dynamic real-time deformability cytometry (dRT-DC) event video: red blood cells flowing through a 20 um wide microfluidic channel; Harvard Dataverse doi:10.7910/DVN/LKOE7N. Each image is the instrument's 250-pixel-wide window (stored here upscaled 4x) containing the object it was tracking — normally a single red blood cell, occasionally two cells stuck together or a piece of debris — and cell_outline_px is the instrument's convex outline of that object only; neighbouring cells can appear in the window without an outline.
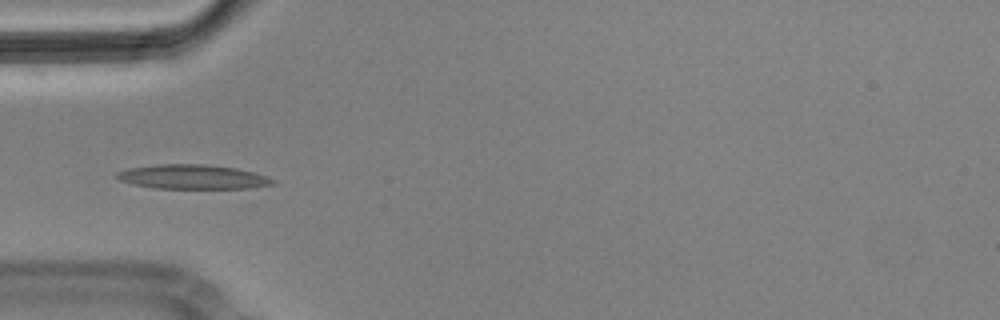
{"species": "Egyptian fruit bat (a non-hibernating species)", "species_latin": "Rousettus aegyptiacus", "temperature_condition": "cold", "stored_images_in_passage": 7, "camera_frame_rate_fps": 3000, "um_per_image_px": 0.085, "animal": {"sex": "male"}, "frame": {"image": 1, "passage_image": 5, "time_ms": 1.333, "image_size_px": [1000, 320], "cell_outline_px": [[276, 180], [272, 184], [248, 188], [156, 188], [136, 184], [120, 180], [116, 176], [116, 172], [128, 168], [156, 164], [204, 164], [236, 168], [252, 172]], "centroid_in_image_um": [16.35, 15.02], "position_along_channel_um": 68.7, "area_um2": 21.79}}